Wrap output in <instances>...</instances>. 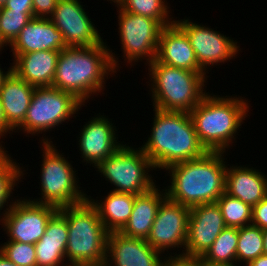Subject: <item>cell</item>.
<instances>
[{
  "instance_id": "1",
  "label": "cell",
  "mask_w": 267,
  "mask_h": 266,
  "mask_svg": "<svg viewBox=\"0 0 267 266\" xmlns=\"http://www.w3.org/2000/svg\"><path fill=\"white\" fill-rule=\"evenodd\" d=\"M114 55L104 42L91 47L62 49L52 87L69 92L86 103L93 94L104 90L106 77L116 73L119 61Z\"/></svg>"
},
{
  "instance_id": "2",
  "label": "cell",
  "mask_w": 267,
  "mask_h": 266,
  "mask_svg": "<svg viewBox=\"0 0 267 266\" xmlns=\"http://www.w3.org/2000/svg\"><path fill=\"white\" fill-rule=\"evenodd\" d=\"M152 133L141 149L154 169L204 156L208 151L199 141L189 112L154 108Z\"/></svg>"
},
{
  "instance_id": "3",
  "label": "cell",
  "mask_w": 267,
  "mask_h": 266,
  "mask_svg": "<svg viewBox=\"0 0 267 266\" xmlns=\"http://www.w3.org/2000/svg\"><path fill=\"white\" fill-rule=\"evenodd\" d=\"M224 152H207L204 156L168 167L171 185L166 196L189 208L216 203L225 192ZM169 188V189H168Z\"/></svg>"
},
{
  "instance_id": "4",
  "label": "cell",
  "mask_w": 267,
  "mask_h": 266,
  "mask_svg": "<svg viewBox=\"0 0 267 266\" xmlns=\"http://www.w3.org/2000/svg\"><path fill=\"white\" fill-rule=\"evenodd\" d=\"M248 111L249 105L242 98L211 96L207 93L190 115L205 149L208 152H225L233 143L232 139Z\"/></svg>"
},
{
  "instance_id": "5",
  "label": "cell",
  "mask_w": 267,
  "mask_h": 266,
  "mask_svg": "<svg viewBox=\"0 0 267 266\" xmlns=\"http://www.w3.org/2000/svg\"><path fill=\"white\" fill-rule=\"evenodd\" d=\"M153 108L191 112L207 94L206 72L171 67L156 59L149 65ZM204 91V92H203Z\"/></svg>"
},
{
  "instance_id": "6",
  "label": "cell",
  "mask_w": 267,
  "mask_h": 266,
  "mask_svg": "<svg viewBox=\"0 0 267 266\" xmlns=\"http://www.w3.org/2000/svg\"><path fill=\"white\" fill-rule=\"evenodd\" d=\"M66 218L68 242L65 256L70 263L106 261L108 231L96 209L88 200L78 205L59 208Z\"/></svg>"
},
{
  "instance_id": "7",
  "label": "cell",
  "mask_w": 267,
  "mask_h": 266,
  "mask_svg": "<svg viewBox=\"0 0 267 266\" xmlns=\"http://www.w3.org/2000/svg\"><path fill=\"white\" fill-rule=\"evenodd\" d=\"M43 141V142H42ZM43 163L41 168L40 199L31 201L51 205L56 208L78 205L85 202L87 194L77 185L76 174L71 163L63 157L48 138H42ZM39 200V201H38Z\"/></svg>"
},
{
  "instance_id": "8",
  "label": "cell",
  "mask_w": 267,
  "mask_h": 266,
  "mask_svg": "<svg viewBox=\"0 0 267 266\" xmlns=\"http://www.w3.org/2000/svg\"><path fill=\"white\" fill-rule=\"evenodd\" d=\"M96 168L116 187L112 190L115 192L140 195L155 186L148 174L154 166L140 147L135 150L132 146L122 145Z\"/></svg>"
},
{
  "instance_id": "9",
  "label": "cell",
  "mask_w": 267,
  "mask_h": 266,
  "mask_svg": "<svg viewBox=\"0 0 267 266\" xmlns=\"http://www.w3.org/2000/svg\"><path fill=\"white\" fill-rule=\"evenodd\" d=\"M83 104L73 94L51 87H35L23 124L18 128L37 135L70 119Z\"/></svg>"
},
{
  "instance_id": "10",
  "label": "cell",
  "mask_w": 267,
  "mask_h": 266,
  "mask_svg": "<svg viewBox=\"0 0 267 266\" xmlns=\"http://www.w3.org/2000/svg\"><path fill=\"white\" fill-rule=\"evenodd\" d=\"M0 220L6 230L8 241L36 244L45 234L50 218L58 208L30 199L15 200L8 204ZM7 210V211H6Z\"/></svg>"
},
{
  "instance_id": "11",
  "label": "cell",
  "mask_w": 267,
  "mask_h": 266,
  "mask_svg": "<svg viewBox=\"0 0 267 266\" xmlns=\"http://www.w3.org/2000/svg\"><path fill=\"white\" fill-rule=\"evenodd\" d=\"M119 33L123 56L127 62H138L146 57L150 64L156 58L159 35L163 26L155 19L129 13L118 7Z\"/></svg>"
},
{
  "instance_id": "12",
  "label": "cell",
  "mask_w": 267,
  "mask_h": 266,
  "mask_svg": "<svg viewBox=\"0 0 267 266\" xmlns=\"http://www.w3.org/2000/svg\"><path fill=\"white\" fill-rule=\"evenodd\" d=\"M190 208L166 197L160 204L147 243L161 254L186 246ZM167 248V249H166Z\"/></svg>"
},
{
  "instance_id": "13",
  "label": "cell",
  "mask_w": 267,
  "mask_h": 266,
  "mask_svg": "<svg viewBox=\"0 0 267 266\" xmlns=\"http://www.w3.org/2000/svg\"><path fill=\"white\" fill-rule=\"evenodd\" d=\"M187 35L198 64L205 72L210 65L230 61L239 51L237 42L204 25L188 19L174 21ZM208 66V67H207Z\"/></svg>"
},
{
  "instance_id": "14",
  "label": "cell",
  "mask_w": 267,
  "mask_h": 266,
  "mask_svg": "<svg viewBox=\"0 0 267 266\" xmlns=\"http://www.w3.org/2000/svg\"><path fill=\"white\" fill-rule=\"evenodd\" d=\"M80 0H59L50 20L68 47H91L103 42Z\"/></svg>"
},
{
  "instance_id": "15",
  "label": "cell",
  "mask_w": 267,
  "mask_h": 266,
  "mask_svg": "<svg viewBox=\"0 0 267 266\" xmlns=\"http://www.w3.org/2000/svg\"><path fill=\"white\" fill-rule=\"evenodd\" d=\"M225 227L226 224L217 203L191 207L183 254L202 257Z\"/></svg>"
},
{
  "instance_id": "16",
  "label": "cell",
  "mask_w": 267,
  "mask_h": 266,
  "mask_svg": "<svg viewBox=\"0 0 267 266\" xmlns=\"http://www.w3.org/2000/svg\"><path fill=\"white\" fill-rule=\"evenodd\" d=\"M83 127L78 142L86 164L94 163L96 168L123 145L117 142L115 126L105 116L93 117Z\"/></svg>"
},
{
  "instance_id": "17",
  "label": "cell",
  "mask_w": 267,
  "mask_h": 266,
  "mask_svg": "<svg viewBox=\"0 0 267 266\" xmlns=\"http://www.w3.org/2000/svg\"><path fill=\"white\" fill-rule=\"evenodd\" d=\"M160 254L144 239L127 237L120 232L108 233L107 266H160Z\"/></svg>"
},
{
  "instance_id": "18",
  "label": "cell",
  "mask_w": 267,
  "mask_h": 266,
  "mask_svg": "<svg viewBox=\"0 0 267 266\" xmlns=\"http://www.w3.org/2000/svg\"><path fill=\"white\" fill-rule=\"evenodd\" d=\"M155 59L171 67L203 71L198 64L189 38L175 22L162 28Z\"/></svg>"
},
{
  "instance_id": "19",
  "label": "cell",
  "mask_w": 267,
  "mask_h": 266,
  "mask_svg": "<svg viewBox=\"0 0 267 266\" xmlns=\"http://www.w3.org/2000/svg\"><path fill=\"white\" fill-rule=\"evenodd\" d=\"M13 54L68 48L63 34L50 18H32L9 45Z\"/></svg>"
},
{
  "instance_id": "20",
  "label": "cell",
  "mask_w": 267,
  "mask_h": 266,
  "mask_svg": "<svg viewBox=\"0 0 267 266\" xmlns=\"http://www.w3.org/2000/svg\"><path fill=\"white\" fill-rule=\"evenodd\" d=\"M61 51L41 50L13 54L12 71L34 87H51Z\"/></svg>"
},
{
  "instance_id": "21",
  "label": "cell",
  "mask_w": 267,
  "mask_h": 266,
  "mask_svg": "<svg viewBox=\"0 0 267 266\" xmlns=\"http://www.w3.org/2000/svg\"><path fill=\"white\" fill-rule=\"evenodd\" d=\"M265 176L253 168L227 167L225 193L253 207L267 196V178Z\"/></svg>"
},
{
  "instance_id": "22",
  "label": "cell",
  "mask_w": 267,
  "mask_h": 266,
  "mask_svg": "<svg viewBox=\"0 0 267 266\" xmlns=\"http://www.w3.org/2000/svg\"><path fill=\"white\" fill-rule=\"evenodd\" d=\"M34 90V86L19 78L13 71L0 87L5 120L12 132L23 124Z\"/></svg>"
},
{
  "instance_id": "23",
  "label": "cell",
  "mask_w": 267,
  "mask_h": 266,
  "mask_svg": "<svg viewBox=\"0 0 267 266\" xmlns=\"http://www.w3.org/2000/svg\"><path fill=\"white\" fill-rule=\"evenodd\" d=\"M67 242L66 218L57 211L50 218L45 234L35 244L36 266H65L63 264Z\"/></svg>"
},
{
  "instance_id": "24",
  "label": "cell",
  "mask_w": 267,
  "mask_h": 266,
  "mask_svg": "<svg viewBox=\"0 0 267 266\" xmlns=\"http://www.w3.org/2000/svg\"><path fill=\"white\" fill-rule=\"evenodd\" d=\"M156 187L158 186H154L144 194L136 195L131 216L119 231L121 234L144 240L148 238L159 206L167 197L165 190L160 191Z\"/></svg>"
},
{
  "instance_id": "25",
  "label": "cell",
  "mask_w": 267,
  "mask_h": 266,
  "mask_svg": "<svg viewBox=\"0 0 267 266\" xmlns=\"http://www.w3.org/2000/svg\"><path fill=\"white\" fill-rule=\"evenodd\" d=\"M88 196L108 232H119L131 216L136 195L110 191L100 203Z\"/></svg>"
},
{
  "instance_id": "26",
  "label": "cell",
  "mask_w": 267,
  "mask_h": 266,
  "mask_svg": "<svg viewBox=\"0 0 267 266\" xmlns=\"http://www.w3.org/2000/svg\"><path fill=\"white\" fill-rule=\"evenodd\" d=\"M238 237V228L226 226L201 257L202 263L238 264L236 263Z\"/></svg>"
},
{
  "instance_id": "27",
  "label": "cell",
  "mask_w": 267,
  "mask_h": 266,
  "mask_svg": "<svg viewBox=\"0 0 267 266\" xmlns=\"http://www.w3.org/2000/svg\"><path fill=\"white\" fill-rule=\"evenodd\" d=\"M238 236L236 263L243 261L247 265L250 261L264 255L262 229L252 224L243 226L238 228Z\"/></svg>"
},
{
  "instance_id": "28",
  "label": "cell",
  "mask_w": 267,
  "mask_h": 266,
  "mask_svg": "<svg viewBox=\"0 0 267 266\" xmlns=\"http://www.w3.org/2000/svg\"><path fill=\"white\" fill-rule=\"evenodd\" d=\"M117 7L129 13H135L157 20L163 27L174 23L168 16L169 7L165 0H112ZM172 20V21H171Z\"/></svg>"
},
{
  "instance_id": "29",
  "label": "cell",
  "mask_w": 267,
  "mask_h": 266,
  "mask_svg": "<svg viewBox=\"0 0 267 266\" xmlns=\"http://www.w3.org/2000/svg\"><path fill=\"white\" fill-rule=\"evenodd\" d=\"M227 227L241 228L251 225L252 207L238 198L223 193L216 201Z\"/></svg>"
},
{
  "instance_id": "30",
  "label": "cell",
  "mask_w": 267,
  "mask_h": 266,
  "mask_svg": "<svg viewBox=\"0 0 267 266\" xmlns=\"http://www.w3.org/2000/svg\"><path fill=\"white\" fill-rule=\"evenodd\" d=\"M32 18H34V12L9 11L6 8H0V48L10 45Z\"/></svg>"
},
{
  "instance_id": "31",
  "label": "cell",
  "mask_w": 267,
  "mask_h": 266,
  "mask_svg": "<svg viewBox=\"0 0 267 266\" xmlns=\"http://www.w3.org/2000/svg\"><path fill=\"white\" fill-rule=\"evenodd\" d=\"M21 175L23 177L24 174L20 166L12 160L4 148H0V210L8 204V200L10 201L12 190L18 184L16 182L20 180Z\"/></svg>"
},
{
  "instance_id": "32",
  "label": "cell",
  "mask_w": 267,
  "mask_h": 266,
  "mask_svg": "<svg viewBox=\"0 0 267 266\" xmlns=\"http://www.w3.org/2000/svg\"><path fill=\"white\" fill-rule=\"evenodd\" d=\"M0 253L19 266H36L35 244L7 241L0 246Z\"/></svg>"
},
{
  "instance_id": "33",
  "label": "cell",
  "mask_w": 267,
  "mask_h": 266,
  "mask_svg": "<svg viewBox=\"0 0 267 266\" xmlns=\"http://www.w3.org/2000/svg\"><path fill=\"white\" fill-rule=\"evenodd\" d=\"M166 258L163 260L164 262L161 260L160 266H203L201 257L185 255L183 253L175 254L174 256L170 255V257Z\"/></svg>"
},
{
  "instance_id": "34",
  "label": "cell",
  "mask_w": 267,
  "mask_h": 266,
  "mask_svg": "<svg viewBox=\"0 0 267 266\" xmlns=\"http://www.w3.org/2000/svg\"><path fill=\"white\" fill-rule=\"evenodd\" d=\"M251 224L260 229L267 228V196L252 207Z\"/></svg>"
},
{
  "instance_id": "35",
  "label": "cell",
  "mask_w": 267,
  "mask_h": 266,
  "mask_svg": "<svg viewBox=\"0 0 267 266\" xmlns=\"http://www.w3.org/2000/svg\"><path fill=\"white\" fill-rule=\"evenodd\" d=\"M59 0H33V12L36 18H50Z\"/></svg>"
},
{
  "instance_id": "36",
  "label": "cell",
  "mask_w": 267,
  "mask_h": 266,
  "mask_svg": "<svg viewBox=\"0 0 267 266\" xmlns=\"http://www.w3.org/2000/svg\"><path fill=\"white\" fill-rule=\"evenodd\" d=\"M9 11L33 12V0H6L3 6Z\"/></svg>"
},
{
  "instance_id": "37",
  "label": "cell",
  "mask_w": 267,
  "mask_h": 266,
  "mask_svg": "<svg viewBox=\"0 0 267 266\" xmlns=\"http://www.w3.org/2000/svg\"><path fill=\"white\" fill-rule=\"evenodd\" d=\"M10 129L7 127V123L5 120V115L3 112V107H2V103H1V98H0V137L4 135H6L7 132L10 133ZM1 140V139H0ZM0 148H4L2 147L1 143H0Z\"/></svg>"
},
{
  "instance_id": "38",
  "label": "cell",
  "mask_w": 267,
  "mask_h": 266,
  "mask_svg": "<svg viewBox=\"0 0 267 266\" xmlns=\"http://www.w3.org/2000/svg\"><path fill=\"white\" fill-rule=\"evenodd\" d=\"M246 266H267V256L261 255L258 258L250 261Z\"/></svg>"
},
{
  "instance_id": "39",
  "label": "cell",
  "mask_w": 267,
  "mask_h": 266,
  "mask_svg": "<svg viewBox=\"0 0 267 266\" xmlns=\"http://www.w3.org/2000/svg\"><path fill=\"white\" fill-rule=\"evenodd\" d=\"M66 266H107L106 262L99 263H69Z\"/></svg>"
},
{
  "instance_id": "40",
  "label": "cell",
  "mask_w": 267,
  "mask_h": 266,
  "mask_svg": "<svg viewBox=\"0 0 267 266\" xmlns=\"http://www.w3.org/2000/svg\"><path fill=\"white\" fill-rule=\"evenodd\" d=\"M3 50V48H0V51ZM12 72V66L9 67L7 72H3L2 69L0 68V87L3 85L4 80L10 75Z\"/></svg>"
},
{
  "instance_id": "41",
  "label": "cell",
  "mask_w": 267,
  "mask_h": 266,
  "mask_svg": "<svg viewBox=\"0 0 267 266\" xmlns=\"http://www.w3.org/2000/svg\"><path fill=\"white\" fill-rule=\"evenodd\" d=\"M0 266H19V265L15 264L14 262H11L0 253Z\"/></svg>"
},
{
  "instance_id": "42",
  "label": "cell",
  "mask_w": 267,
  "mask_h": 266,
  "mask_svg": "<svg viewBox=\"0 0 267 266\" xmlns=\"http://www.w3.org/2000/svg\"><path fill=\"white\" fill-rule=\"evenodd\" d=\"M262 231H263L264 255L267 256V228L262 229Z\"/></svg>"
},
{
  "instance_id": "43",
  "label": "cell",
  "mask_w": 267,
  "mask_h": 266,
  "mask_svg": "<svg viewBox=\"0 0 267 266\" xmlns=\"http://www.w3.org/2000/svg\"><path fill=\"white\" fill-rule=\"evenodd\" d=\"M203 266H237L234 263L231 264H218V263H203Z\"/></svg>"
},
{
  "instance_id": "44",
  "label": "cell",
  "mask_w": 267,
  "mask_h": 266,
  "mask_svg": "<svg viewBox=\"0 0 267 266\" xmlns=\"http://www.w3.org/2000/svg\"><path fill=\"white\" fill-rule=\"evenodd\" d=\"M5 2L6 0H0V7L3 6Z\"/></svg>"
}]
</instances>
